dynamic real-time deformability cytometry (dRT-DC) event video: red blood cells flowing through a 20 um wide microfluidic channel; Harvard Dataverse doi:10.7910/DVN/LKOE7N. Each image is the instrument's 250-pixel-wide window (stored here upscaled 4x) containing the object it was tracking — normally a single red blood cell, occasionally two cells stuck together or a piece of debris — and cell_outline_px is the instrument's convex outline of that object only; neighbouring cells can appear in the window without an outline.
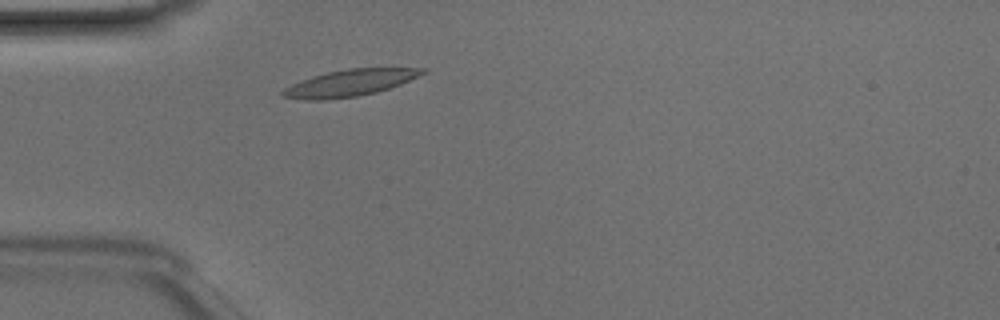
{"species": "Egyptian fruit bat (a non-hibernating species)", "species_latin": "Rousettus aegyptiacus", "temperature_condition": "room temperature", "stored_images_in_passage": 29, "camera_frame_rate_fps": 3000, "um_per_image_px": 0.085, "animal": {"sex": "male"}, "frame": {"image": 1, "passage_image": 1, "time_ms": 0.0, "image_size_px": [1000, 320], "cell_outline_px": [[428, 72], [400, 84], [376, 92], [356, 96], [320, 100], [308, 100], [280, 96], [280, 92], [284, 88], [292, 84], [328, 72], [348, 68], [428, 68]], "centroid_in_image_um": [29.76, 7.04], "position_along_channel_um": 55.2, "area_um2": 21.33}}
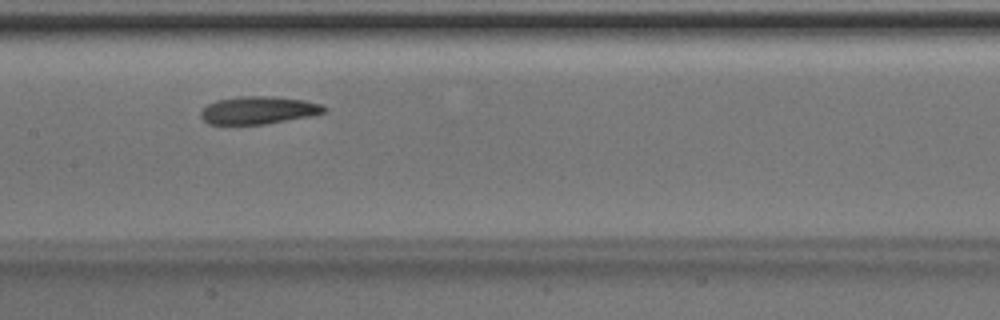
{"frame": {"image": 2, "passage_image": 11, "time_ms": 3.333, "image_size_px": [1000, 320], "cell_outline_px": [[328, 108], [324, 112], [308, 116], [264, 124], [208, 124], [200, 116], [200, 112], [208, 104], [216, 100], [240, 96], [272, 96], [304, 100], [320, 104]], "centroid_in_image_um": [21.93, 9.36], "position_along_channel_um": 185.5, "area_um2": 19.71}}
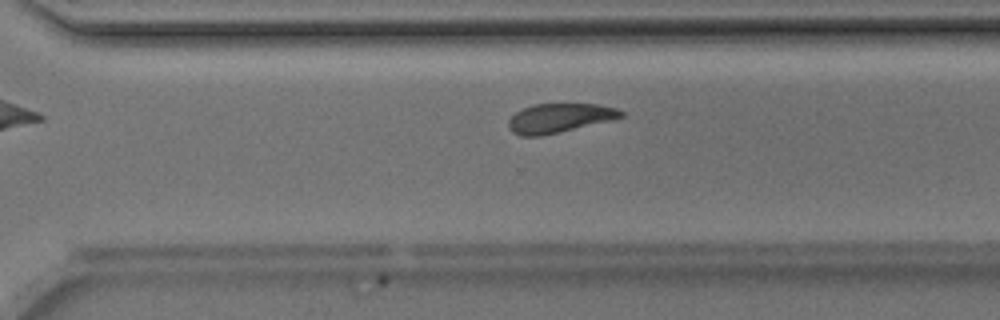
{"frame": {"image": 3, "passage_image": 21, "time_ms": 6.667, "image_size_px": [1000, 320], "cell_outline_px": [[624, 116], [612, 120], [560, 132], [540, 136], [520, 136], [512, 132], [508, 128], [508, 120], [516, 112], [532, 104], [596, 104], [616, 108], [624, 112]], "centroid_in_image_um": [47.53, 10.04], "position_along_channel_um": 323.1, "area_um2": 19.13}, "authors_computed_cell_mechanics": {"area_um2": 19.8832, "velocity_mm_per_s": 4.1315, "shape_relaxation_time_tau1_ms": 2.3911, "shape_relaxation_time_tau2_ms": 2.3979, "deformation_change_tau1": 0.1233, "deformation_change_tau2": 0.0715}}